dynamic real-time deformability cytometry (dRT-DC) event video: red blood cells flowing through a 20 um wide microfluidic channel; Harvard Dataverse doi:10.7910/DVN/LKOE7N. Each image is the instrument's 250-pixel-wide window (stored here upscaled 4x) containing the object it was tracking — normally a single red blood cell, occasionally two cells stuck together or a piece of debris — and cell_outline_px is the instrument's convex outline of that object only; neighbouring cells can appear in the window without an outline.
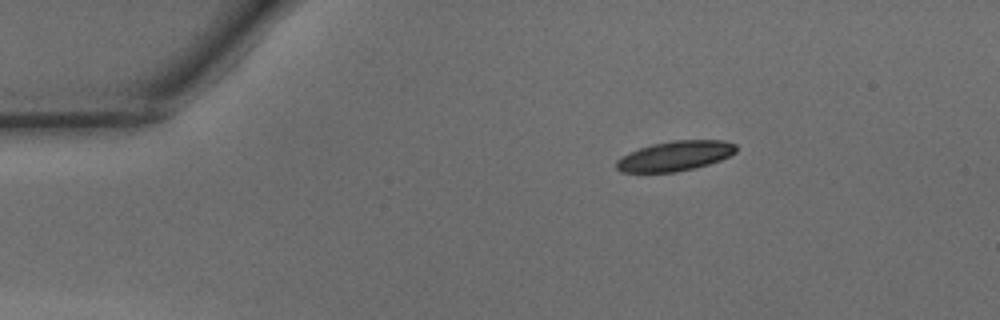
{"species": "common noctule bat (a hibernating species)", "species_latin": "Nyctalus noctula", "temperature_condition": "warm", "stored_images_in_passage": 41, "camera_frame_rate_fps": 3000, "um_per_image_px": 0.085, "animal": {"sex": "male", "body_mass_g": 15.6}, "frame": {"image": 1, "passage_image": 1, "time_ms": 0.0, "image_size_px": [1000, 320], "cell_outline_px": [[736, 152], [720, 160], [708, 164], [676, 172], [620, 172], [616, 168], [616, 160], [640, 148], [652, 144], [672, 140], [724, 140], [736, 144]], "centroid_in_image_um": [57.4, 13.25], "position_along_channel_um": 27.6, "area_um2": 20.63}}
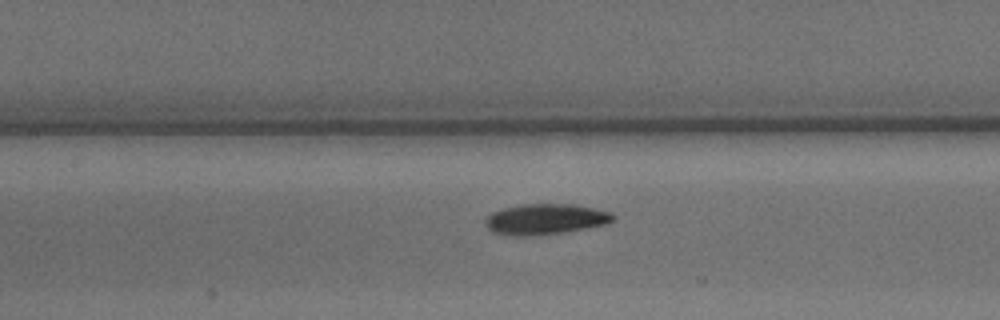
{"frame": {"image": 2, "passage_image": 15, "time_ms": 4.667, "image_size_px": [1000, 320], "cell_outline_px": [[616, 220], [608, 224], [564, 232], [528, 236], [512, 236], [492, 232], [484, 224], [484, 220], [492, 212], [500, 208], [524, 204], [576, 204], [612, 212], [616, 216]], "centroid_in_image_um": [46.38, 18.62], "position_along_channel_um": 161.0, "area_um2": 23.18}}
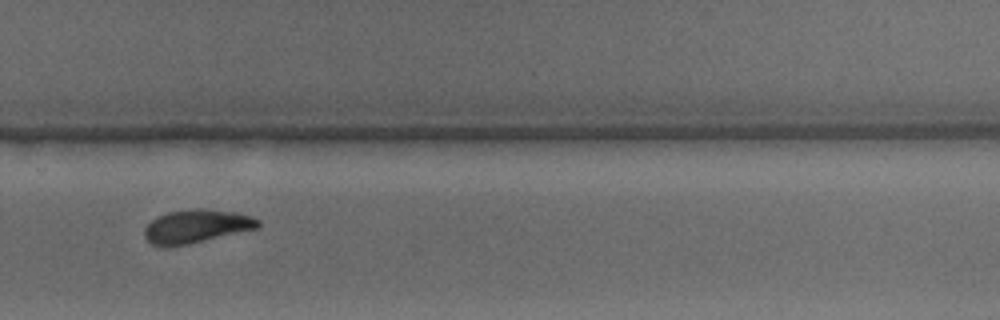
{"frame": {"image": 3, "passage_image": 26, "time_ms": 8.333, "image_size_px": [1000, 320], "cell_outline_px": [[260, 228], [188, 244], [164, 248], [160, 248], [152, 244], [144, 236], [144, 228], [156, 216], [168, 212], [192, 208], [200, 208], [236, 212], [252, 216], [260, 220]], "centroid_in_image_um": [16.69, 19.24], "position_along_channel_um": 313.1, "area_um2": 22.48}, "authors_computed_cell_mechanics": {"area_um2": 22.0218, "velocity_mm_per_s": 4.1656, "shape_relaxation_time_tau1_ms": 2.6373, "shape_relaxation_time_tau2_ms": 2.2152, "deformation_change_tau1": 0.1518, "deformation_change_tau2": 0.0902}}